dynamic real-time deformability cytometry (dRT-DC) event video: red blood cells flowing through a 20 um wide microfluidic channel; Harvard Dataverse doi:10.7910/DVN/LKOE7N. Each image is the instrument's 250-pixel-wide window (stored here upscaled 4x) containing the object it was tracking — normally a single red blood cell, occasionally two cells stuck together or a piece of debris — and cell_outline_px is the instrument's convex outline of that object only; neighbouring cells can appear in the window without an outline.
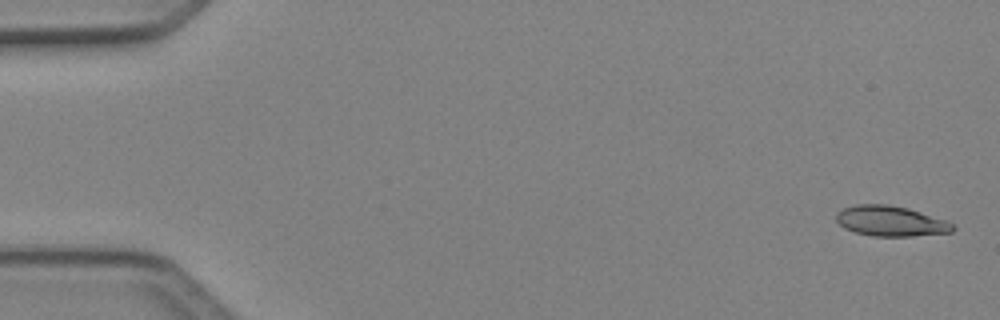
{"species": "Egyptian fruit bat (a non-hibernating species)", "species_latin": "Rousettus aegyptiacus", "temperature_condition": "cold", "stored_images_in_passage": 5, "camera_frame_rate_fps": 3000, "um_per_image_px": 0.085, "animal": {"sex": "female"}, "frame": {"image": 1, "passage_image": 1, "time_ms": 0.0, "image_size_px": [1000, 320], "cell_outline_px": [[956, 228], [952, 232], [912, 236], [872, 236], [856, 232], [844, 228], [836, 220], [836, 212], [844, 208], [856, 204], [888, 204], [908, 208], [944, 220], [952, 224]], "centroid_in_image_um": [75.68, 18.79], "position_along_channel_um": 9.3, "area_um2": 20.46}}
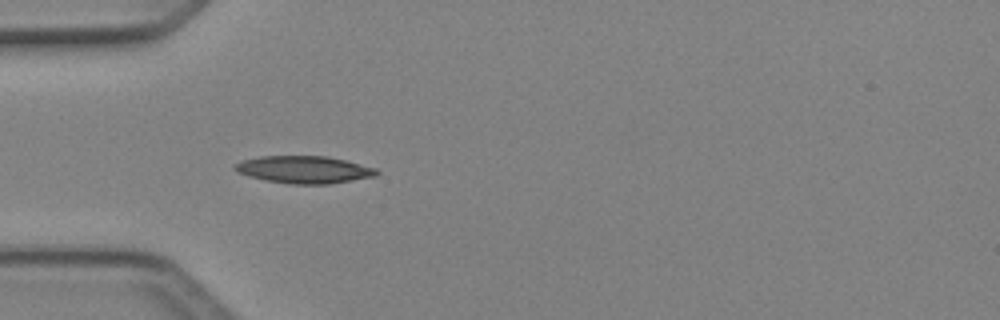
{"frame": {"image": 2, "passage_image": 5, "time_ms": 1.333, "image_size_px": [1000, 320], "cell_outline_px": [[380, 172], [376, 176], [328, 184], [288, 184], [248, 176], [236, 172], [232, 168], [240, 160], [260, 156], [324, 156], [344, 160], [376, 168]], "centroid_in_image_um": [25.81, 14.41], "position_along_channel_um": 59.2, "area_um2": 22.54}}